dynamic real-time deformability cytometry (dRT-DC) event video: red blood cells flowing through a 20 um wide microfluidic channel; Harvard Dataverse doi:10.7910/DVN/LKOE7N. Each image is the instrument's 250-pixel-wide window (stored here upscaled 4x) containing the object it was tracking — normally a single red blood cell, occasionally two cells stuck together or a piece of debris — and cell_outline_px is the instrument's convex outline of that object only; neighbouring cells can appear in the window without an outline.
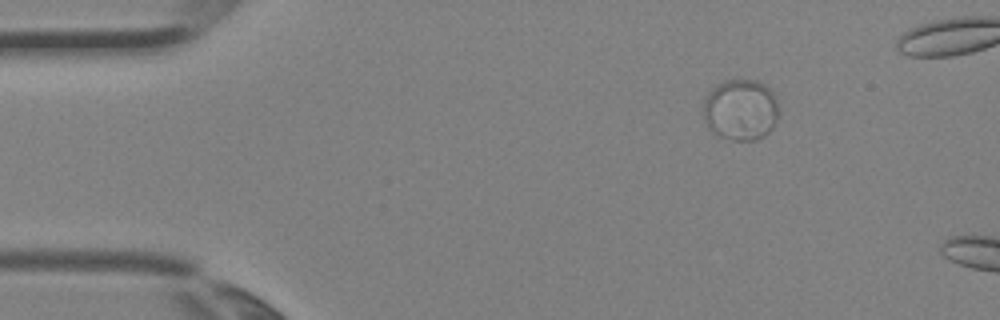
{"species": "Egyptian fruit bat (a non-hibernating species)", "species_latin": "Rousettus aegyptiacus", "temperature_condition": "room temperature", "stored_images_in_passage": 2, "camera_frame_rate_fps": 3000, "um_per_image_px": 0.085, "animal": {"sex": "female"}, "frame": {"image": 1, "passage_image": 1, "time_ms": 0.0, "image_size_px": [1000, 320], "cell_outline_px": [[780, 112], [772, 128], [764, 136], [756, 140], [732, 140], [720, 136], [712, 132], [708, 128], [704, 120], [704, 96], [712, 88], [724, 80], [756, 80], [764, 84], [772, 92], [776, 100]], "centroid_in_image_um": [62.94, 9.33], "position_along_channel_um": 22.1, "area_um2": 27.11}}